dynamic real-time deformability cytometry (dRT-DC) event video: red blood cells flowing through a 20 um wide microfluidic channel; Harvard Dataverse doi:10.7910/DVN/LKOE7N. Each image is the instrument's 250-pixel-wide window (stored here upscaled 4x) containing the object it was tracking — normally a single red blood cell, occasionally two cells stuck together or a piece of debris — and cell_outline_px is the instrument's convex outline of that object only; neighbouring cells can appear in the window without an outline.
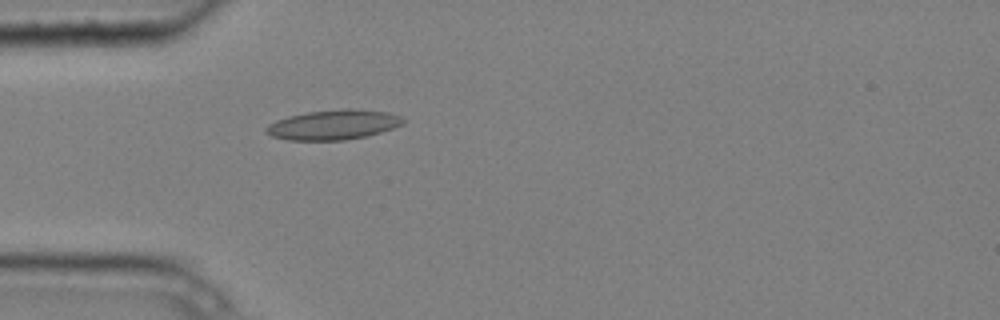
{"species": "common noctule bat (a hibernating species)", "species_latin": "Nyctalus noctula", "temperature_condition": "cold", "stored_images_in_passage": 4, "camera_frame_rate_fps": 3000, "um_per_image_px": 0.085, "animal": {"sex": "male", "body_mass_g": 20.4}, "frame": {"image": 1, "passage_image": 4, "time_ms": 1.0, "image_size_px": [1000, 320], "cell_outline_px": [[404, 124], [368, 136], [344, 140], [288, 140], [272, 136], [264, 132], [264, 128], [268, 124], [276, 120], [288, 116], [308, 112], [344, 108], [352, 108], [388, 112], [400, 116], [404, 120]], "centroid_in_image_um": [28.32, 10.6], "position_along_channel_um": 56.7, "area_um2": 23.93}}